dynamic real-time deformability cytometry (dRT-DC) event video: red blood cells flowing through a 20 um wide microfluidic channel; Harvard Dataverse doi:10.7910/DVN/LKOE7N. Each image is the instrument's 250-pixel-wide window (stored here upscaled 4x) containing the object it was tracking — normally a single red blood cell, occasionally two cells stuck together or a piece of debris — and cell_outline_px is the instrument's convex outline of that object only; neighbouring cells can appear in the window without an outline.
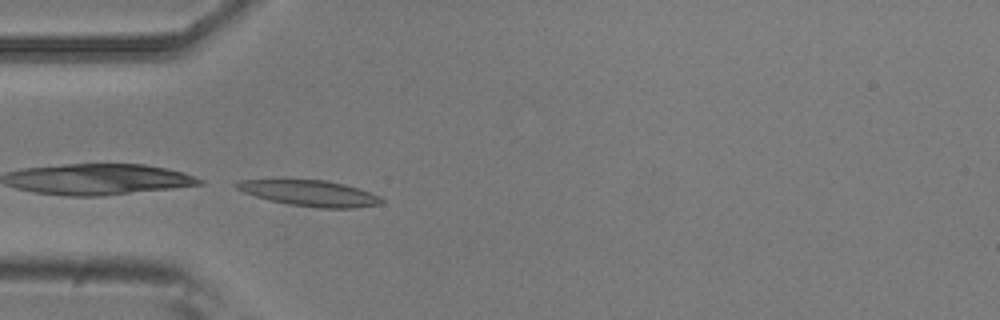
{"species": "common noctule bat (a hibernating species)", "species_latin": "Nyctalus noctula", "temperature_condition": "room temperature", "stored_images_in_passage": 5, "camera_frame_rate_fps": 3000, "um_per_image_px": 0.085, "animal": {"sex": "male", "body_mass_g": 20.5, "forearm_length_mm": 52.5}, "frame": {"image": 1, "passage_image": 5, "time_ms": 1.333, "image_size_px": [1000, 320], "cell_outline_px": [[384, 200], [380, 204], [352, 208], [316, 208], [288, 204], [268, 200], [244, 192], [236, 188], [232, 184], [240, 180], [280, 176], [284, 176], [324, 180], [344, 184], [360, 188], [380, 196]], "centroid_in_image_um": [26.22, 16.36], "position_along_channel_um": 58.8, "area_um2": 23.06}}